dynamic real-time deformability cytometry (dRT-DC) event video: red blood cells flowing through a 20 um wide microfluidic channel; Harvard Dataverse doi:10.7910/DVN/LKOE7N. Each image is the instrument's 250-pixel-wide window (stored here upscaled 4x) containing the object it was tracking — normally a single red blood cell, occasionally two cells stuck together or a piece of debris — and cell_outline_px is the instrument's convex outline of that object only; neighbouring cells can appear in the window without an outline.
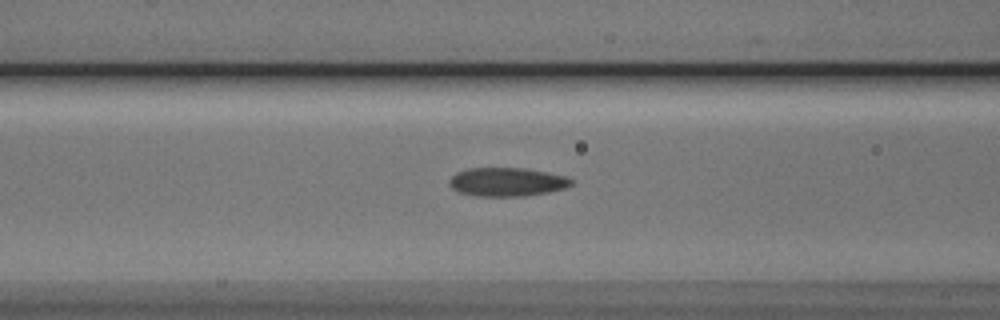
{"species": "Egyptian fruit bat (a non-hibernating species)", "species_latin": "Rousettus aegyptiacus", "temperature_condition": "cold", "stored_images_in_passage": 27, "camera_frame_rate_fps": 3000, "um_per_image_px": 0.085, "animal": {"sex": "male"}, "frame": {"image": 1, "passage_image": 5, "time_ms": 1.333, "image_size_px": [1000, 320], "cell_outline_px": [[572, 184], [564, 188], [548, 192], [524, 196], [476, 196], [460, 192], [452, 188], [448, 184], [448, 180], [456, 172], [468, 168], [524, 168], [548, 172], [568, 176], [572, 180]], "centroid_in_image_um": [43.08, 15.46], "position_along_channel_um": 123.5, "area_um2": 20.46}}
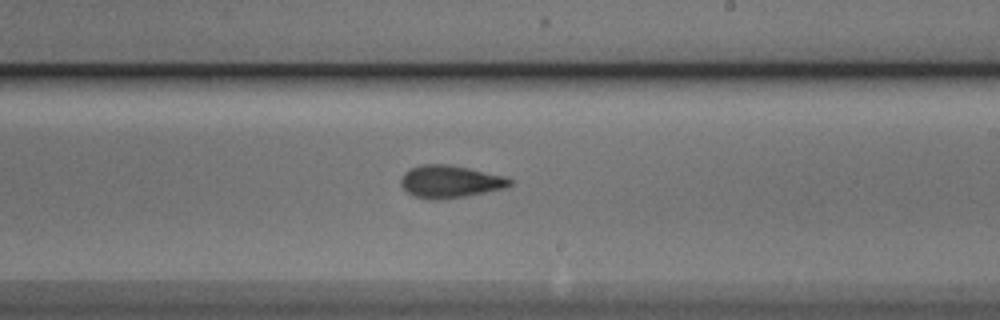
{"frame": {"image": 2, "passage_image": 15, "time_ms": 4.667, "image_size_px": [1000, 320], "cell_outline_px": [[512, 184], [504, 188], [464, 196], [436, 200], [428, 200], [412, 196], [400, 184], [400, 180], [404, 172], [420, 164], [448, 164], [508, 176], [512, 180]], "centroid_in_image_um": [38.24, 15.43], "position_along_channel_um": 250.8, "area_um2": 20.69}}
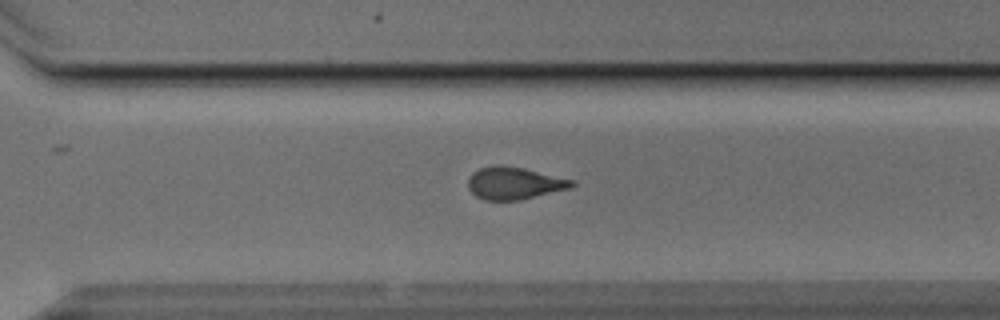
{"frame": {"image": 3, "passage_image": 21, "time_ms": 6.667, "image_size_px": [1000, 320], "cell_outline_px": [[576, 184], [572, 188], [520, 200], [484, 200], [476, 196], [468, 188], [468, 176], [472, 172], [480, 168], [496, 164], [504, 164], [576, 180]], "centroid_in_image_um": [43.72, 15.56], "position_along_channel_um": 326.9, "area_um2": 19.83}}